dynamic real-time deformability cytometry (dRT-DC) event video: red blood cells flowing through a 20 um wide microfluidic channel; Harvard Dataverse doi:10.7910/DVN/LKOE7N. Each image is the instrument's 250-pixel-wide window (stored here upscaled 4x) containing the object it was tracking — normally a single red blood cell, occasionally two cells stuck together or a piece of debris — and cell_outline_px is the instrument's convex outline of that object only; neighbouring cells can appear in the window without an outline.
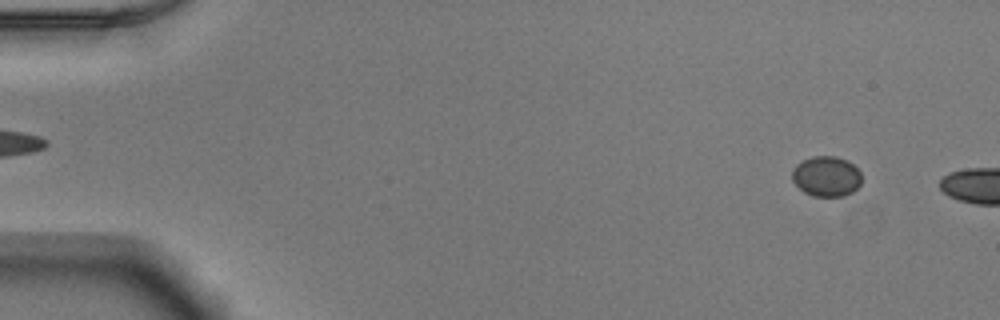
{"species": "Egyptian fruit bat (a non-hibernating species)", "species_latin": "Rousettus aegyptiacus", "temperature_condition": "warm", "stored_images_in_passage": 15, "camera_frame_rate_fps": 3000, "um_per_image_px": 0.085, "animal": {"sex": "male"}, "frame": {"image": 1, "passage_image": 5, "time_ms": 1.333, "image_size_px": [1000, 320], "cell_outline_px": [[860, 184], [852, 192], [844, 196], [812, 196], [804, 192], [792, 180], [792, 168], [796, 164], [812, 156], [836, 156], [848, 160], [860, 172]], "centroid_in_image_um": [70.23, 14.98], "position_along_channel_um": 14.8, "area_um2": 16.3}}